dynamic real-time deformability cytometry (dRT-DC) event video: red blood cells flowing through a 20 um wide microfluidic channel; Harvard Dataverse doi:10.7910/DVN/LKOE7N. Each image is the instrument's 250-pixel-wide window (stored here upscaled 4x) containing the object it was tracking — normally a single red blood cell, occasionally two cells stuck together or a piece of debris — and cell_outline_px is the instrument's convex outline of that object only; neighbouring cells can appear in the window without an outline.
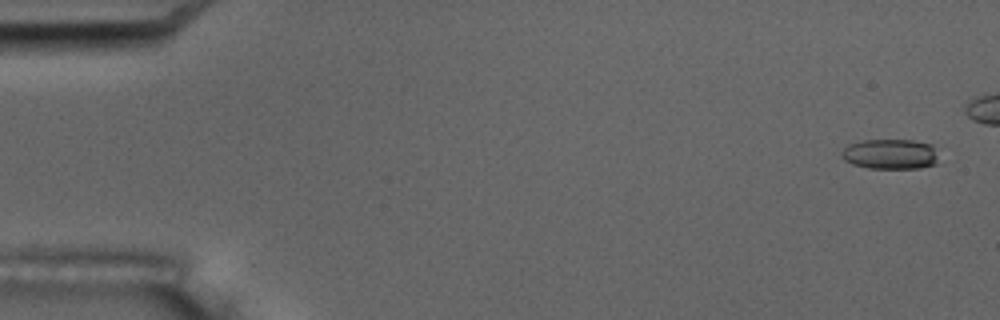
{"species": "common noctule bat (a hibernating species)", "species_latin": "Nyctalus noctula", "temperature_condition": "room temperature", "stored_images_in_passage": 6, "camera_frame_rate_fps": 3000, "um_per_image_px": 0.085, "animal": {"sex": "male", "body_mass_g": 17.5, "forearm_length_mm": 52.3}, "frame": {"image": 1, "passage_image": 1, "time_ms": 0.0, "image_size_px": [1000, 320], "cell_outline_px": [[936, 164], [920, 168], [868, 168], [852, 164], [844, 160], [840, 156], [840, 152], [848, 144], [864, 140], [912, 140], [932, 144]], "centroid_in_image_um": [75.6, 13.1], "position_along_channel_um": 9.4, "area_um2": 16.94}}